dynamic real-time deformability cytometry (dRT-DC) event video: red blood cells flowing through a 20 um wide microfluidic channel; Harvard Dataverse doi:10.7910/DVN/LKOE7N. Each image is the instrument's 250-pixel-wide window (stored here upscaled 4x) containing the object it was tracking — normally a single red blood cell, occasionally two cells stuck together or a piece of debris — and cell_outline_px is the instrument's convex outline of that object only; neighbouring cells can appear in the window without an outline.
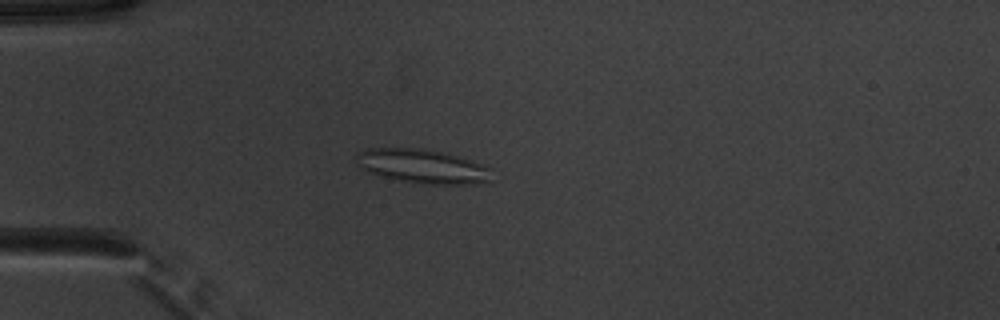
{"species": "common noctule bat (a hibernating species)", "species_latin": "Nyctalus noctula", "temperature_condition": "warm", "stored_images_in_passage": 51, "camera_frame_rate_fps": 3000, "um_per_image_px": 0.085, "animal": {"sex": "male", "body_mass_g": 20.1, "forearm_length_mm": 53.5}, "frame": {"image": 1, "passage_image": 14, "time_ms": 4.333, "image_size_px": [1000, 320], "cell_outline_px": [[492, 180], [476, 184], [424, 184], [400, 180], [368, 172], [360, 168], [356, 164], [356, 152], [368, 148], [420, 148], [460, 156], [492, 168]], "centroid_in_image_um": [35.92, 14.13], "position_along_channel_um": 49.1, "area_um2": 27.05}}
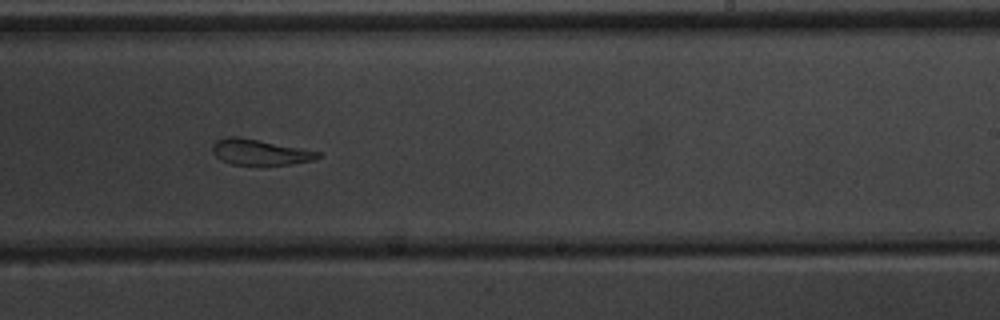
{"frame": {"image": 2, "passage_image": 32, "time_ms": 10.333, "image_size_px": [1000, 320], "cell_outline_px": [[320, 156], [312, 160], [292, 164], [232, 164], [220, 160], [212, 152], [212, 144], [216, 140], [228, 136], [240, 136], [320, 152]], "centroid_in_image_um": [22.02, 12.91], "position_along_channel_um": 267.0, "area_um2": 15.61}}
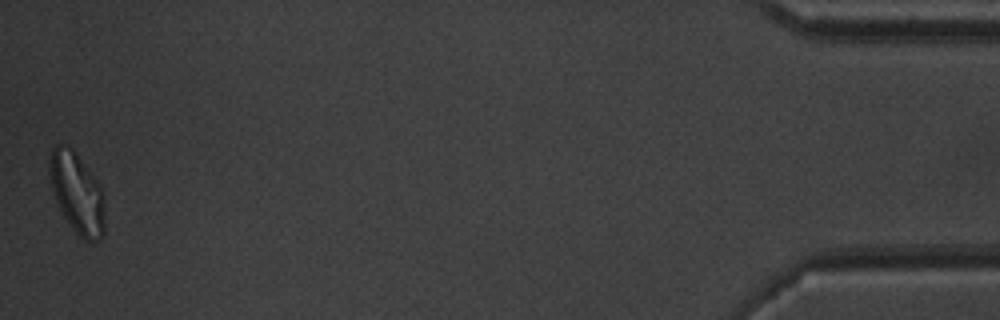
{"frame": {"image": 3, "passage_image": 51, "time_ms": 16.667, "image_size_px": [1000, 320], "cell_outline_px": [[104, 236], [100, 240], [84, 240], [72, 228], [64, 216], [60, 208], [52, 188], [48, 168], [48, 160], [52, 148], [56, 144], [60, 144], [72, 148], [76, 152], [96, 180], [104, 196]], "centroid_in_image_um": [6.54, 16.39], "position_along_channel_um": 428.7, "area_um2": 25.78}, "authors_computed_cell_mechanics": {"area_um2": 21.964, "velocity_mm_per_s": 3.9107, "shape_relaxation_time_tau1_ms": null, "shape_relaxation_time_tau2_ms": 3.6446, "deformation_change_tau1": null, "deformation_change_tau2": 0.121}}